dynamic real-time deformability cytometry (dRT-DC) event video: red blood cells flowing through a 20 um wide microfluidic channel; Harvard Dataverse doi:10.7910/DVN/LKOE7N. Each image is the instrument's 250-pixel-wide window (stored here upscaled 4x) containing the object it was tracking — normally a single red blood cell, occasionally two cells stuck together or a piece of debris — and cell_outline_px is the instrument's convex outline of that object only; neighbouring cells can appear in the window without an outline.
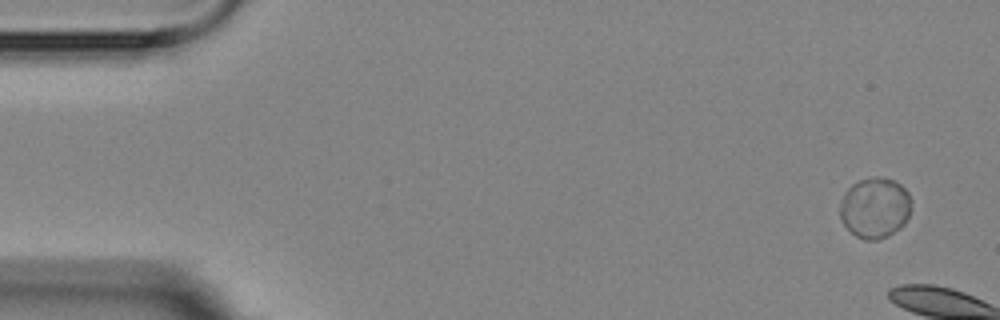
{"species": "Egyptian fruit bat (a non-hibernating species)", "species_latin": "Rousettus aegyptiacus", "temperature_condition": "room temperature", "stored_images_in_passage": 3, "camera_frame_rate_fps": 3000, "um_per_image_px": 0.085, "animal": {"sex": "female"}, "frame": {"image": 1, "passage_image": 1, "time_ms": 0.0, "image_size_px": [1000, 320], "cell_outline_px": [[912, 200], [908, 216], [904, 224], [900, 228], [888, 236], [876, 240], [864, 240], [856, 236], [844, 224], [840, 216], [840, 204], [844, 192], [852, 184], [860, 180], [892, 180], [900, 184], [908, 192]], "centroid_in_image_um": [74.37, 17.71], "position_along_channel_um": 10.6, "area_um2": 24.74}}